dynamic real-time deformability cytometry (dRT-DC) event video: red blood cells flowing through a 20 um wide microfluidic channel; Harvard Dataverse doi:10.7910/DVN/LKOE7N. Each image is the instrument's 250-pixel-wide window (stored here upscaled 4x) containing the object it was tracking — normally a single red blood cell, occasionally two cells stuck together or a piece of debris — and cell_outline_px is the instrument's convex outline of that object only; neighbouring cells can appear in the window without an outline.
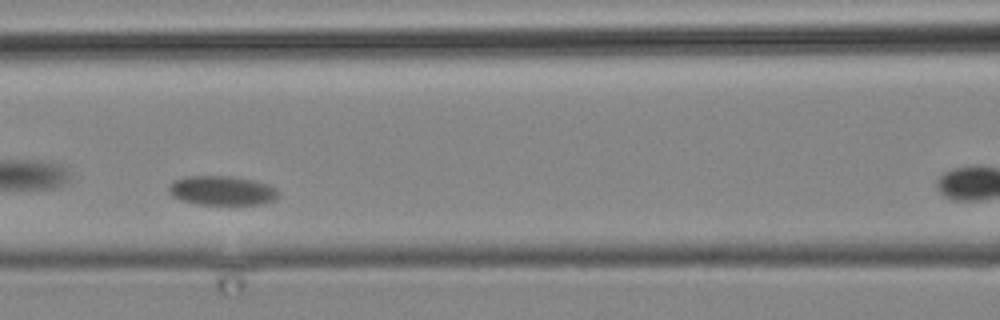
{"species": "common noctule bat (a hibernating species)", "species_latin": "Nyctalus noctula", "temperature_condition": "cold", "stored_images_in_passage": 5, "camera_frame_rate_fps": 3000, "um_per_image_px": 0.085, "animal": {"sex": "male", "body_mass_g": 19.2, "forearm_length_mm": 51.8}, "frame": {"image": 1, "passage_image": 4, "time_ms": 5.0, "image_size_px": [1000, 320], "cell_outline_px": [[280, 196], [276, 200], [260, 204], [196, 204], [180, 200], [172, 196], [168, 192], [168, 184], [172, 180], [184, 176], [228, 176], [252, 180], [268, 184], [276, 188], [280, 192]], "centroid_in_image_um": [18.85, 16.19], "position_along_channel_um": 147.8, "area_um2": 19.02}}